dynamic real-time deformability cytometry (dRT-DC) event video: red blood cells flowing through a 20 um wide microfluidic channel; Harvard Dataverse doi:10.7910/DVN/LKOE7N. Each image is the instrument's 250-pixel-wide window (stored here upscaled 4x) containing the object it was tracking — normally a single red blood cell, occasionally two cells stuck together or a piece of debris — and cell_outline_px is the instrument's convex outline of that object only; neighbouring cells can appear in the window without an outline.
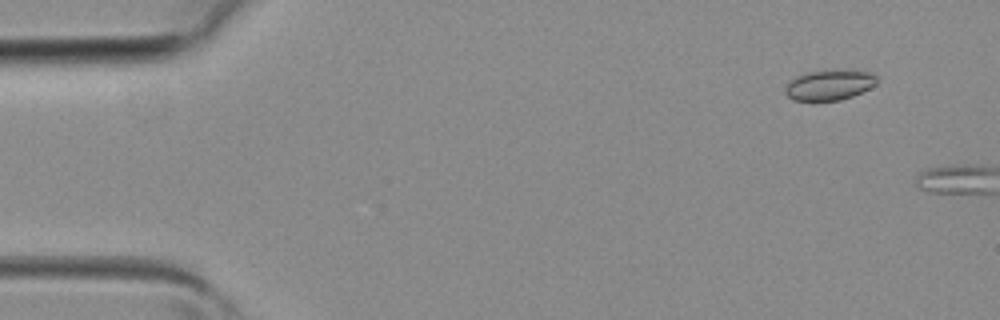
{"species": "common noctule bat (a hibernating species)", "species_latin": "Nyctalus noctula", "temperature_condition": "room temperature", "stored_images_in_passage": 2, "camera_frame_rate_fps": 3000, "um_per_image_px": 0.085, "animal": {"sex": "female", "body_mass_g": 19.3, "forearm_length_mm": 54.1}, "frame": {"image": 1, "passage_image": 1, "time_ms": 0.0, "image_size_px": [1000, 320], "cell_outline_px": [[876, 84], [852, 96], [840, 100], [792, 100], [784, 92], [784, 88], [788, 80], [796, 76], [808, 72], [844, 68], [860, 68], [872, 72], [876, 76]], "centroid_in_image_um": [70.51, 7.17], "position_along_channel_um": 14.5, "area_um2": 16.7}}